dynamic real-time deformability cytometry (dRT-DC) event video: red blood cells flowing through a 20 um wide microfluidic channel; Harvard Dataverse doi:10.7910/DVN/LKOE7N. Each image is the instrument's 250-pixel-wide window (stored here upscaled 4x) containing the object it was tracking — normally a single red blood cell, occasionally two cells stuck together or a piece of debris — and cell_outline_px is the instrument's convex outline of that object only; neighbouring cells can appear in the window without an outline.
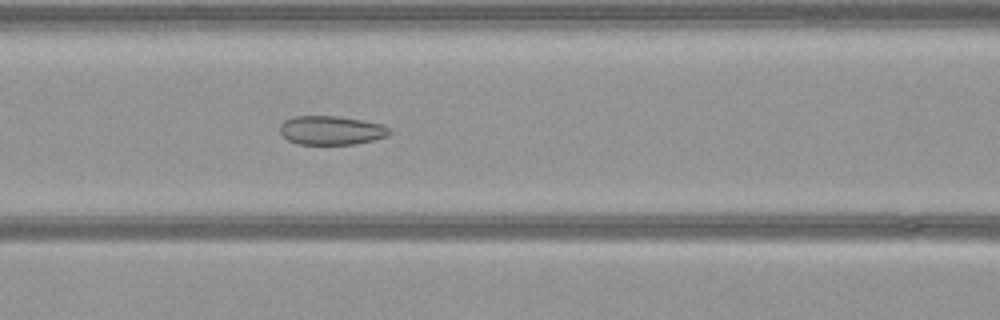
{"species": "common noctule bat (a hibernating species)", "species_latin": "Nyctalus noctula", "temperature_condition": "warm", "stored_images_in_passage": 49, "camera_frame_rate_fps": 3000, "um_per_image_px": 0.085, "animal": {"sex": "female", "body_mass_g": 21.9}, "frame": {"image": 1, "passage_image": 18, "time_ms": 5.667, "image_size_px": [1000, 320], "cell_outline_px": [[392, 132], [388, 136], [372, 140], [352, 144], [296, 144], [288, 140], [280, 132], [280, 124], [284, 120], [292, 116], [336, 116], [364, 120], [384, 124]], "centroid_in_image_um": [28.16, 11.07], "position_along_channel_um": 138.4, "area_um2": 18.55}}
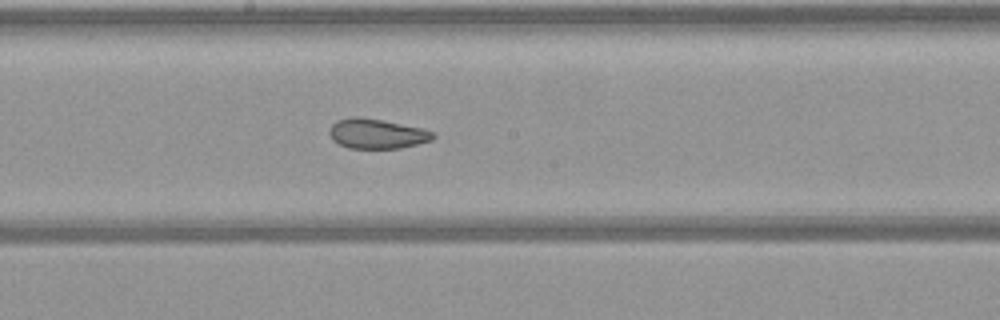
{"frame": {"image": 2, "passage_image": 24, "time_ms": 7.667, "image_size_px": [1000, 320], "cell_outline_px": [[436, 136], [432, 140], [400, 148], [348, 148], [332, 140], [328, 132], [332, 124], [336, 120], [352, 116], [360, 116], [420, 128], [432, 132]], "centroid_in_image_um": [31.97, 11.36], "position_along_channel_um": 216.2, "area_um2": 17.86}}
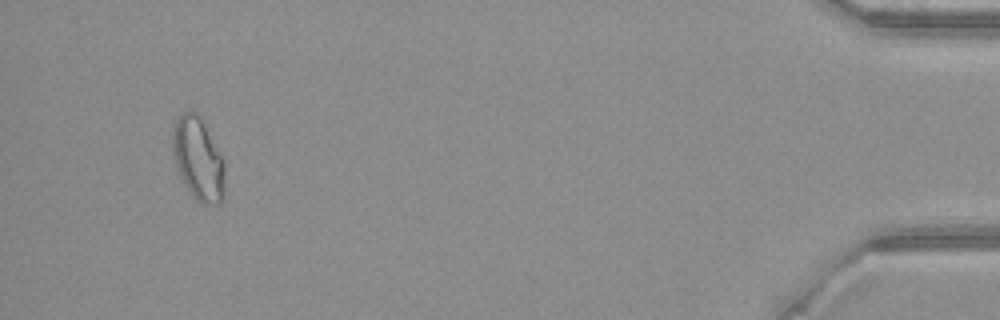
{"frame": {"image": 3, "passage_image": 46, "time_ms": 15.0, "image_size_px": [1000, 320], "cell_outline_px": [[224, 200], [220, 204], [200, 204], [192, 196], [184, 184], [176, 168], [172, 156], [172, 128], [176, 120], [184, 112], [196, 112], [200, 116], [224, 160]], "centroid_in_image_um": [16.83, 13.55], "position_along_channel_um": 418.4, "area_um2": 25.49}}